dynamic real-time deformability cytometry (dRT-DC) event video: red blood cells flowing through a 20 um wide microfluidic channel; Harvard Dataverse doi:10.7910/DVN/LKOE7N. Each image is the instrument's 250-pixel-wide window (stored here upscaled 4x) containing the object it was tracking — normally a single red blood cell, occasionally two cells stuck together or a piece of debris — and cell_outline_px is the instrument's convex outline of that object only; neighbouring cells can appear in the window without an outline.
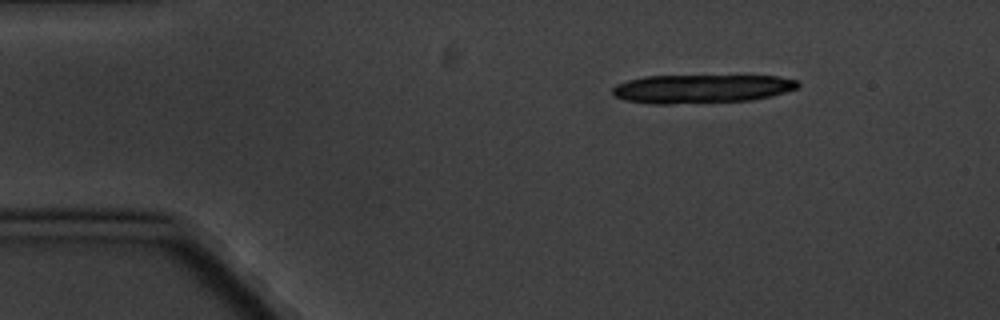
{"species": "common noctule bat (a hibernating species)", "species_latin": "Nyctalus noctula", "temperature_condition": "cold", "stored_images_in_passage": 10, "camera_frame_rate_fps": 3000, "um_per_image_px": 0.085, "animal": {"sex": "male", "body_mass_g": 20.1, "forearm_length_mm": 53.5}, "frame": {"image": 1, "passage_image": 1, "time_ms": 0.0, "image_size_px": [1000, 320], "cell_outline_px": [[800, 84], [796, 88], [784, 92], [752, 100], [668, 104], [652, 104], [624, 100], [612, 96], [612, 88], [616, 84], [628, 80], [644, 76], [780, 76], [796, 80]], "centroid_in_image_um": [59.56, 7.54], "position_along_channel_um": 25.4, "area_um2": 30.87}}
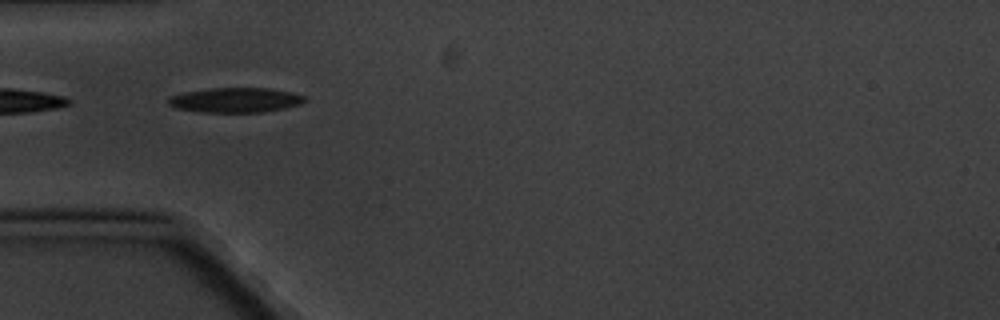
{"frame": {"image": 2, "passage_image": 4, "time_ms": 3.333, "image_size_px": [1000, 320], "cell_outline_px": [[304, 100], [300, 104], [284, 108], [264, 112], [200, 112], [176, 108], [168, 104], [168, 100], [172, 96], [184, 92], [208, 88], [268, 88], [292, 92], [304, 96]], "centroid_in_image_um": [20.0, 8.5], "position_along_channel_um": 65.0, "area_um2": 19.59}}